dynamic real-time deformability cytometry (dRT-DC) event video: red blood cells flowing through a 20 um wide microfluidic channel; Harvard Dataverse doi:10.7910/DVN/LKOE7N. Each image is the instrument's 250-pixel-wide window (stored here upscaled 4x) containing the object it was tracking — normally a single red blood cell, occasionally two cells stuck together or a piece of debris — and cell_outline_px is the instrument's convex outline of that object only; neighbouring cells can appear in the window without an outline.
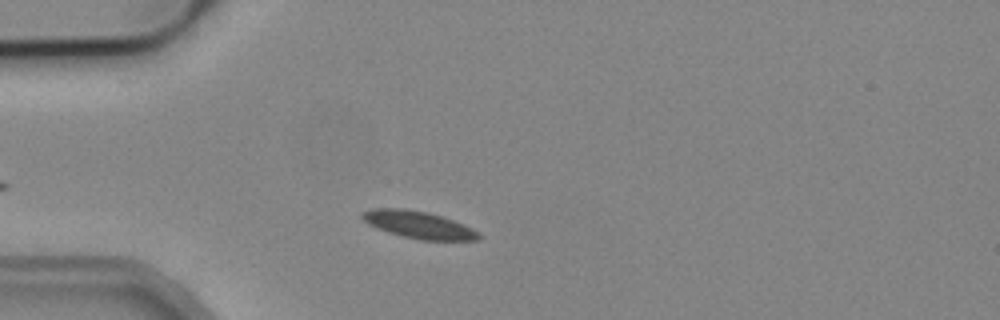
{"species": "common noctule bat (a hibernating species)", "species_latin": "Nyctalus noctula", "temperature_condition": "cold", "stored_images_in_passage": 6, "camera_frame_rate_fps": 3000, "um_per_image_px": 0.085, "animal": {"sex": "male", "body_mass_g": 19.2, "forearm_length_mm": 51.8}, "frame": {"image": 1, "passage_image": 1, "time_ms": 0.0, "image_size_px": [1000, 320], "cell_outline_px": [[480, 240], [420, 240], [388, 232], [376, 228], [368, 224], [360, 216], [360, 212], [376, 208], [400, 208], [428, 212], [464, 224], [472, 228], [480, 236]], "centroid_in_image_um": [35.54, 19.1], "position_along_channel_um": 49.5, "area_um2": 18.32}}